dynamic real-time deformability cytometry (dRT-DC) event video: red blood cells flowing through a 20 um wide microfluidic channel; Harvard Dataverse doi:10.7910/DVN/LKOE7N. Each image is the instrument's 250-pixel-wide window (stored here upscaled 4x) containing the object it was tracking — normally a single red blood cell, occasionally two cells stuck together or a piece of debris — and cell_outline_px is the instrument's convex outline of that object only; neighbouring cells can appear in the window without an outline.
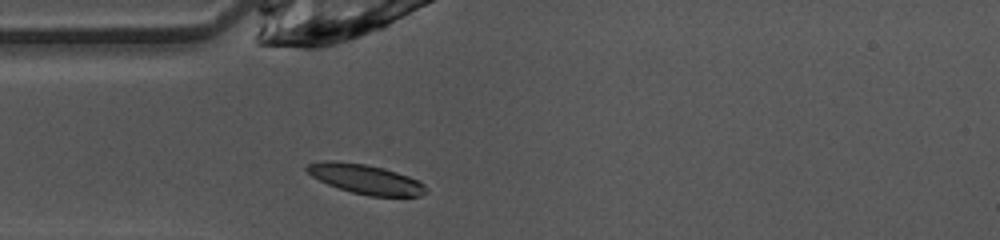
{"species": "common noctule bat (a hibernating species)", "species_latin": "Nyctalus noctula", "temperature_condition": "warm", "stored_images_in_passage": 36, "camera_frame_rate_fps": 3000, "um_per_image_px": 0.085, "animal": {"sex": "female", "body_mass_g": 10.0, "forearm_length_mm": 53.1}, "frame": {"image": 1, "passage_image": 1, "time_ms": 0.0, "image_size_px": [1000, 240], "cell_outline_px": [[424, 192], [420, 196], [368, 196], [352, 192], [328, 184], [312, 176], [304, 168], [308, 164], [324, 160], [332, 160], [364, 164], [384, 168], [408, 176], [424, 184]], "centroid_in_image_um": [31.03, 15.21], "position_along_channel_um": 54.0, "area_um2": 20.17}}
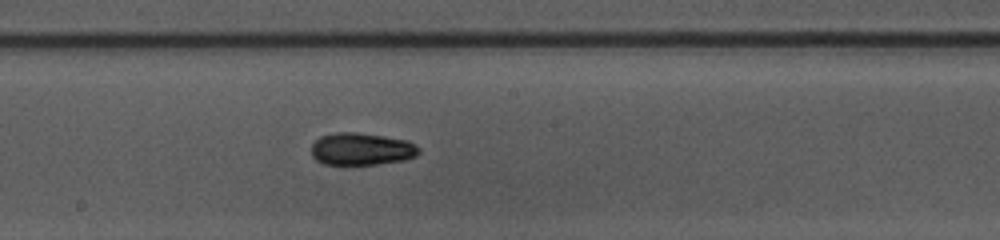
{"frame": {"image": 2, "passage_image": 13, "time_ms": 4.0, "image_size_px": [1000, 240], "cell_outline_px": [[420, 152], [416, 156], [404, 160], [376, 164], [344, 168], [324, 164], [316, 160], [312, 156], [312, 144], [320, 136], [336, 132], [356, 132], [384, 136], [408, 140], [416, 144], [420, 148]], "centroid_in_image_um": [30.71, 12.71], "position_along_channel_um": 217.5, "area_um2": 21.1}}
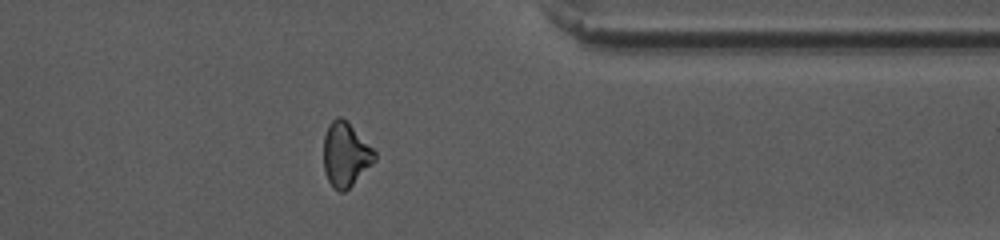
{"frame": {"image": 3, "passage_image": 26, "time_ms": 8.333, "image_size_px": [1000, 240], "cell_outline_px": [[376, 160], [344, 192], [340, 192], [332, 188], [324, 172], [324, 136], [328, 124], [336, 116], [340, 116], [376, 152]], "centroid_in_image_um": [29.34, 13.16], "position_along_channel_um": 382.1, "area_um2": 18.73}, "authors_computed_cell_mechanics": {"area_um2": 19.6231, "velocity_mm_per_s": 4.1154, "shape_relaxation_time_tau1_ms": 2.8634, "shape_relaxation_time_tau2_ms": 4.7679, "deformation_change_tau1": 0.1468, "deformation_change_tau2": 0.105}}